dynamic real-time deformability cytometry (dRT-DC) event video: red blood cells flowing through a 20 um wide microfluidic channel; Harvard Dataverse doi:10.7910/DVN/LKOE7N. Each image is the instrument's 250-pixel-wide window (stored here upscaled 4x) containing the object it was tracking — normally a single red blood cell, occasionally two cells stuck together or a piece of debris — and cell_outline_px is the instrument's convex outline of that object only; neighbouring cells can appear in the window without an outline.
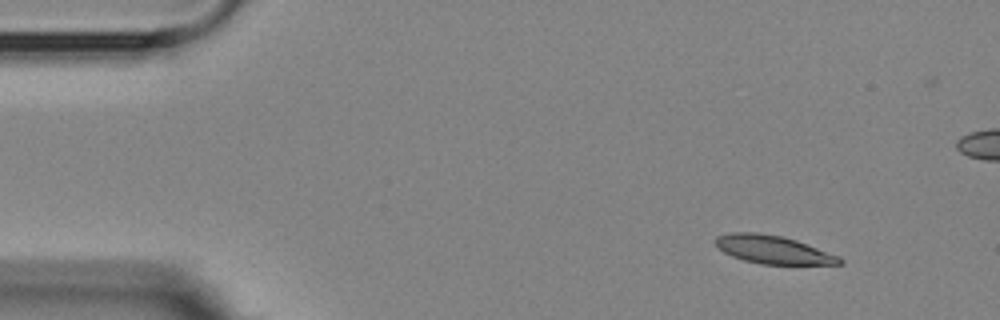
{"species": "Egyptian fruit bat (a non-hibernating species)", "species_latin": "Rousettus aegyptiacus", "temperature_condition": "room temperature", "stored_images_in_passage": 5, "camera_frame_rate_fps": 3000, "um_per_image_px": 0.085, "animal": {"sex": "female"}, "frame": {"image": 1, "passage_image": 1, "time_ms": 0.0, "image_size_px": [1000, 320], "cell_outline_px": [[844, 264], [760, 264], [744, 260], [732, 256], [724, 252], [716, 244], [716, 236], [728, 232], [756, 232], [780, 236], [796, 240], [840, 256], [844, 260]], "centroid_in_image_um": [65.73, 21.22], "position_along_channel_um": 19.3, "area_um2": 20.29}}